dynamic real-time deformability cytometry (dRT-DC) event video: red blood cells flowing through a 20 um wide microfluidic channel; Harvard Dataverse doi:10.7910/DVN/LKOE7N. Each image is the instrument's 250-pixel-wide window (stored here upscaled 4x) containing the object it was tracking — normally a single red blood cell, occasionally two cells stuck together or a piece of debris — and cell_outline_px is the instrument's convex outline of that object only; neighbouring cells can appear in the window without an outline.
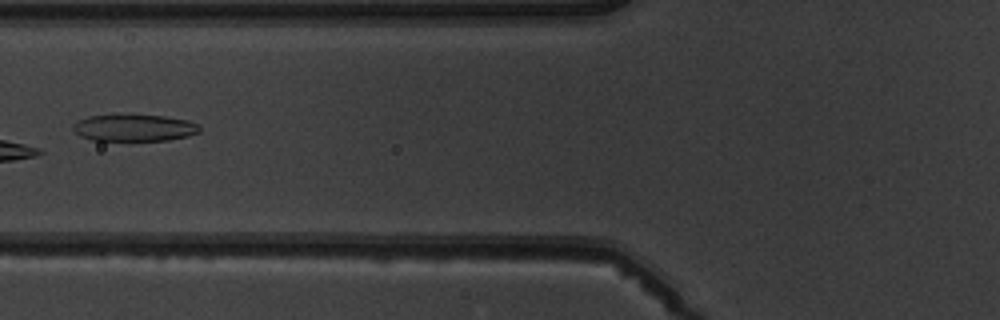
{"species": "common noctule bat (a hibernating species)", "species_latin": "Nyctalus noctula", "temperature_condition": "warm", "stored_images_in_passage": 7, "camera_frame_rate_fps": 3000, "um_per_image_px": 0.085, "animal": {"sex": "male", "body_mass_g": 19.5, "forearm_length_mm": 54.6}, "frame": {"image": 1, "passage_image": 6, "time_ms": 7.0, "image_size_px": [1000, 320], "cell_outline_px": [[200, 132], [188, 136], [168, 140], [92, 140], [80, 136], [72, 128], [72, 124], [76, 120], [88, 116], [164, 116], [188, 120], [200, 124]], "centroid_in_image_um": [11.42, 10.87], "position_along_channel_um": 114.4, "area_um2": 19.54}}
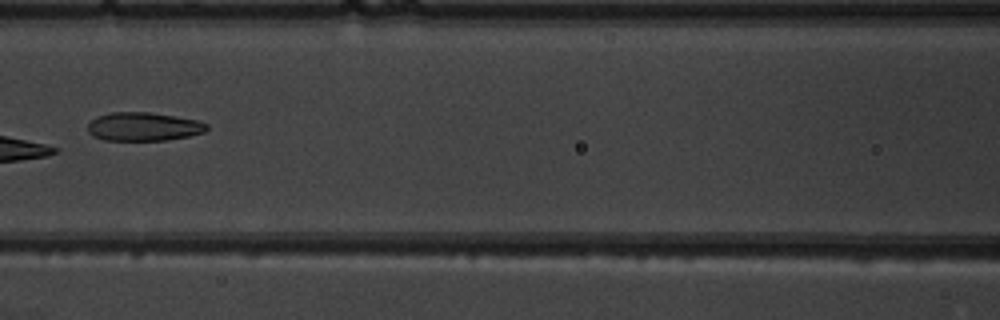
{"frame": {"image": 2, "passage_image": 7, "time_ms": 8.0, "image_size_px": [1000, 320], "cell_outline_px": [[208, 128], [204, 132], [188, 136], [168, 140], [104, 140], [92, 136], [88, 132], [88, 124], [96, 116], [112, 112], [148, 112], [176, 116], [196, 120], [208, 124]], "centroid_in_image_um": [12.18, 10.76], "position_along_channel_um": 154.4, "area_um2": 19.83}}